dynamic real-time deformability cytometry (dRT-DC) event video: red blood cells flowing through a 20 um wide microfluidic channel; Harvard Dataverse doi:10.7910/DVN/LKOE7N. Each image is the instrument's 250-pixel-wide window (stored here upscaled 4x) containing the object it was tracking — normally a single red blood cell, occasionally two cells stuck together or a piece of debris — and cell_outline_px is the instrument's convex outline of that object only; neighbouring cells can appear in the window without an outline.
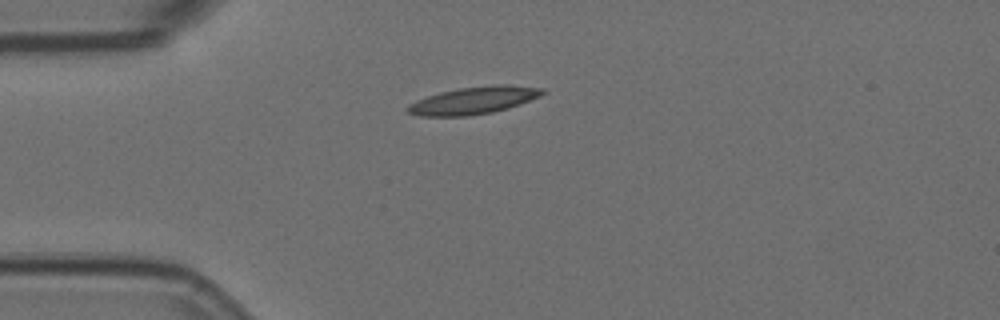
{"species": "Egyptian fruit bat (a non-hibernating species)", "species_latin": "Rousettus aegyptiacus", "temperature_condition": "room temperature", "stored_images_in_passage": 3, "camera_frame_rate_fps": 3000, "um_per_image_px": 0.085, "animal": {"sex": "female"}, "frame": {"image": 1, "passage_image": 1, "time_ms": 0.0, "image_size_px": [1000, 320], "cell_outline_px": [[544, 92], [540, 96], [520, 104], [508, 108], [492, 112], [468, 116], [420, 116], [408, 112], [404, 108], [408, 104], [416, 100], [440, 92], [460, 88], [492, 84], [508, 84], [544, 88]], "centroid_in_image_um": [40.25, 8.53], "position_along_channel_um": 44.7, "area_um2": 21.56}}
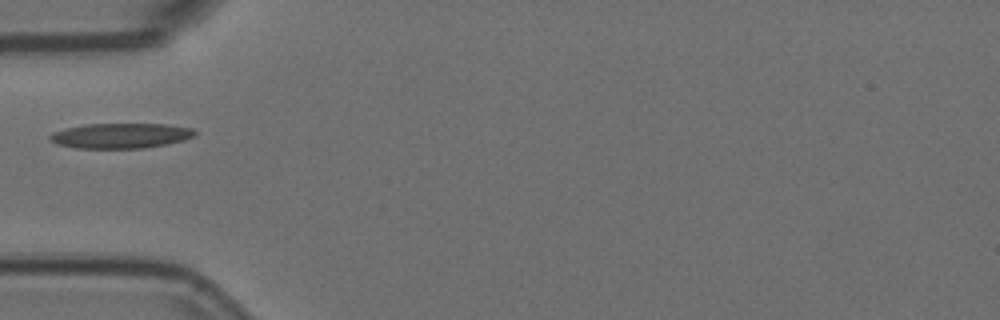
{"frame": {"image": 2, "passage_image": 2, "time_ms": 0.333, "image_size_px": [1000, 320], "cell_outline_px": [[196, 136], [184, 140], [144, 148], [76, 148], [56, 144], [48, 140], [48, 136], [52, 132], [64, 128], [88, 124], [164, 124], [192, 128], [196, 132]], "centroid_in_image_um": [10.21, 11.53], "position_along_channel_um": 74.8, "area_um2": 21.27}}
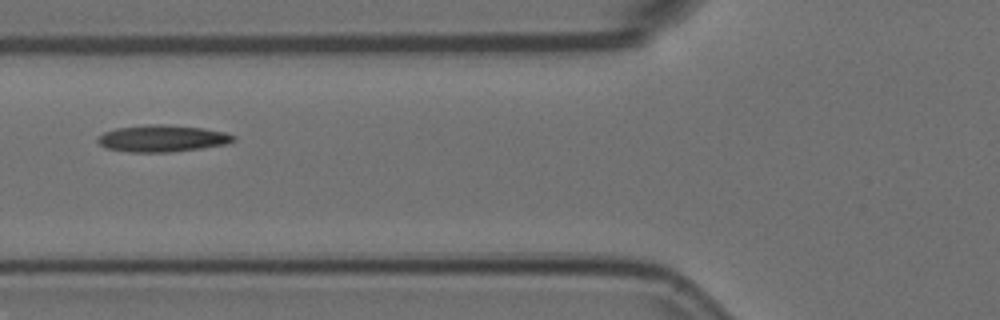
{"frame": {"image": 3, "passage_image": 3, "time_ms": 0.667, "image_size_px": [1000, 320], "cell_outline_px": [[236, 140], [224, 144], [200, 148], [168, 152], [128, 152], [108, 148], [100, 144], [96, 140], [96, 136], [104, 132], [116, 128], [148, 124], [164, 124], [204, 128], [224, 132], [236, 136]], "centroid_in_image_um": [13.76, 11.76], "position_along_channel_um": 112.0, "area_um2": 21.15}}